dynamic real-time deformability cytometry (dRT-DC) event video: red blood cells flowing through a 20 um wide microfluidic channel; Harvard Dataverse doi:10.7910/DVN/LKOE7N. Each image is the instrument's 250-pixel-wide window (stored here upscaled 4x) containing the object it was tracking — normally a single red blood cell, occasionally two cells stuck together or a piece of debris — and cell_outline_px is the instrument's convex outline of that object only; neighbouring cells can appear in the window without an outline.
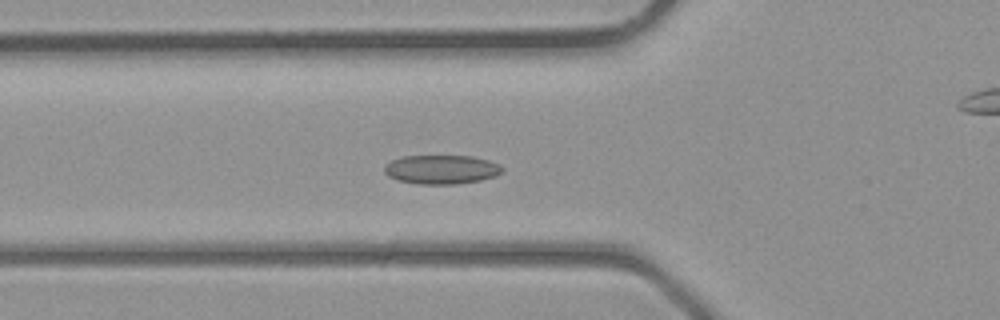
{"species": "common noctule bat (a hibernating species)", "species_latin": "Nyctalus noctula", "temperature_condition": "room temperature", "stored_images_in_passage": 38, "camera_frame_rate_fps": 3000, "um_per_image_px": 0.085, "animal": {"sex": "male", "body_mass_g": 23.1, "forearm_length_mm": 52.7}, "frame": {"image": 1, "passage_image": 11, "time_ms": 3.333, "image_size_px": [1000, 320], "cell_outline_px": [[504, 168], [496, 176], [480, 180], [456, 184], [416, 184], [400, 180], [388, 176], [384, 172], [384, 164], [392, 160], [404, 156], [472, 156], [488, 160], [500, 164]], "centroid_in_image_um": [37.52, 14.4], "position_along_channel_um": 88.3, "area_um2": 19.94}}
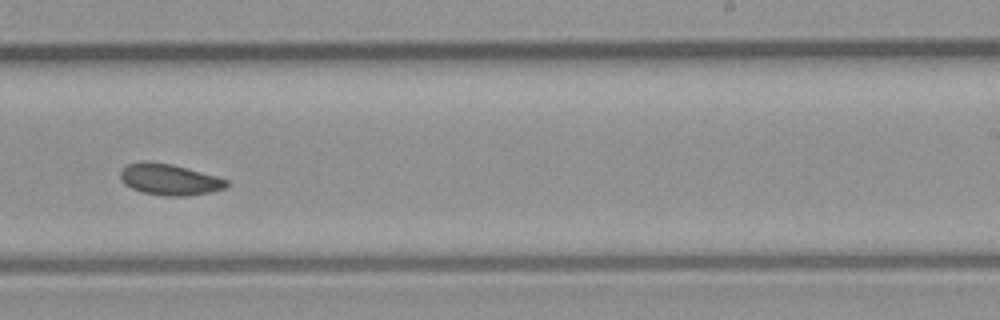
{"frame": {"image": 2, "passage_image": 22, "time_ms": 7.0, "image_size_px": [1000, 320], "cell_outline_px": [[232, 184], [224, 188], [208, 192], [188, 196], [164, 196], [144, 192], [132, 188], [124, 184], [120, 180], [120, 168], [128, 164], [140, 160], [148, 160], [172, 164], [216, 176], [228, 180]], "centroid_in_image_um": [14.37, 15.24], "position_along_channel_um": 274.6, "area_um2": 19.54}}
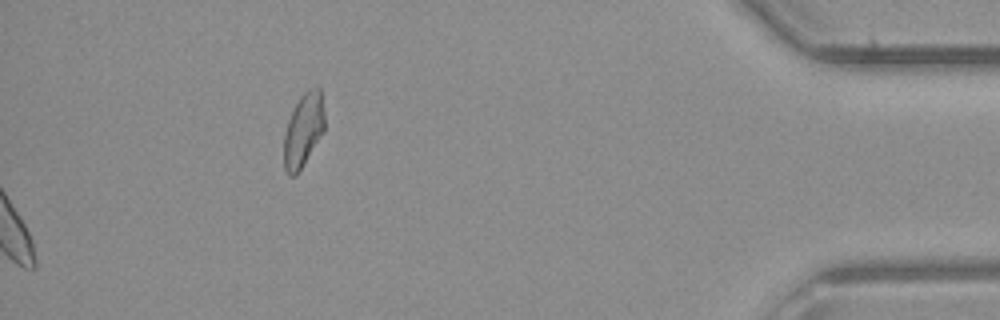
{"frame": {"image": 3, "passage_image": 38, "time_ms": 12.333, "image_size_px": [1000, 320], "cell_outline_px": [[324, 132], [296, 176], [288, 176], [284, 168], [284, 132], [288, 120], [300, 96], [308, 88], [316, 84], [320, 88], [324, 112]], "centroid_in_image_um": [25.79, 11.04], "position_along_channel_um": 409.4, "area_um2": 17.63}}